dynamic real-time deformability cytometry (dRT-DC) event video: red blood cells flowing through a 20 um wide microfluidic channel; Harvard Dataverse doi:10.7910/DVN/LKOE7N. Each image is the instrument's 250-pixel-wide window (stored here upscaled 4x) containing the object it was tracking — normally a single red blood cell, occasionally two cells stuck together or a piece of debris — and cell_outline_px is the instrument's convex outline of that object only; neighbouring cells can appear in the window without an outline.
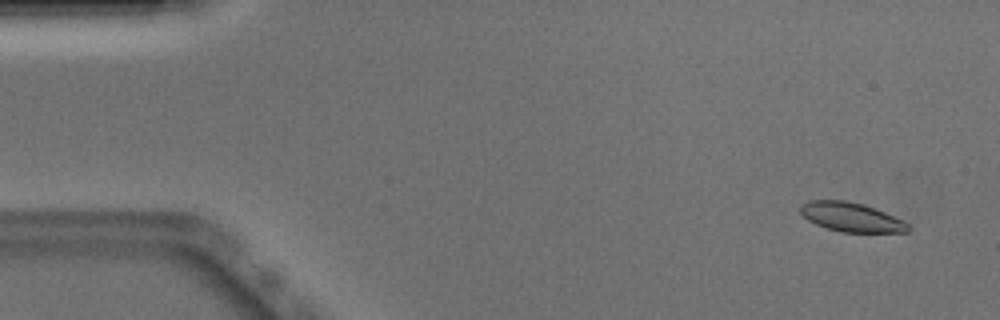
{"species": "Egyptian fruit bat (a non-hibernating species)", "species_latin": "Rousettus aegyptiacus", "temperature_condition": "warm", "stored_images_in_passage": 51, "camera_frame_rate_fps": 3000, "um_per_image_px": 0.085, "animal": {"sex": "male"}, "frame": {"image": 1, "passage_image": 3, "time_ms": 0.667, "image_size_px": [1000, 320], "cell_outline_px": [[912, 228], [908, 232], [840, 232], [816, 224], [808, 220], [800, 212], [800, 204], [808, 200], [844, 200], [864, 204], [876, 208], [904, 220]], "centroid_in_image_um": [72.38, 18.45], "position_along_channel_um": 12.6, "area_um2": 18.5}}
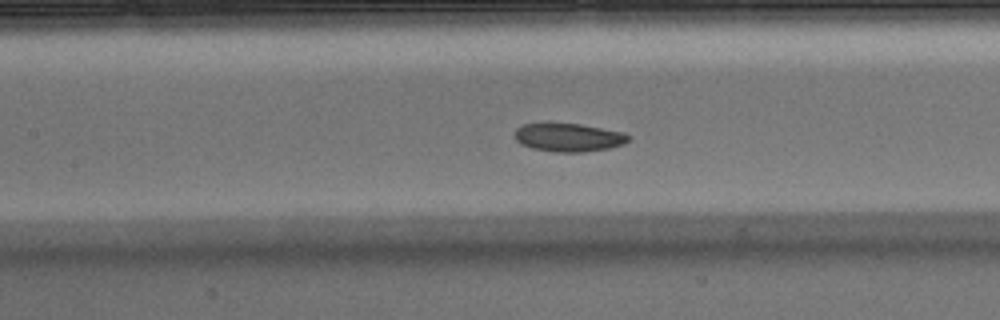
{"frame": {"image": 2, "passage_image": 23, "time_ms": 7.333, "image_size_px": [1000, 320], "cell_outline_px": [[632, 136], [624, 144], [608, 148], [584, 152], [556, 152], [532, 148], [520, 144], [516, 140], [516, 128], [524, 124], [548, 120], [580, 124], [624, 132]], "centroid_in_image_um": [48.3, 11.64], "position_along_channel_um": 159.1, "area_um2": 19.42}}
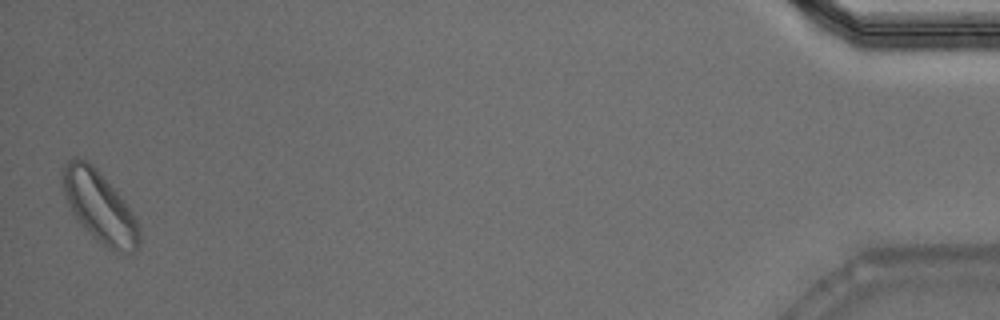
{"frame": {"image": 3, "passage_image": 51, "time_ms": 16.667, "image_size_px": [1000, 320], "cell_outline_px": [[140, 248], [132, 252], [116, 252], [108, 248], [96, 240], [92, 236], [72, 212], [68, 204], [60, 180], [60, 168], [72, 156], [88, 160], [96, 168], [116, 192], [132, 212], [140, 228]], "centroid_in_image_um": [8.43, 17.55], "position_along_channel_um": 426.8, "area_um2": 31.67}, "authors_computed_cell_mechanics": {"area_um2": 19.4208, "velocity_mm_per_s": 3.8653, "shape_relaxation_time_tau1_ms": 3.3352, "shape_relaxation_time_tau2_ms": 3.4554, "deformation_change_tau1": 0.0891, "deformation_change_tau2": 0.0757}}